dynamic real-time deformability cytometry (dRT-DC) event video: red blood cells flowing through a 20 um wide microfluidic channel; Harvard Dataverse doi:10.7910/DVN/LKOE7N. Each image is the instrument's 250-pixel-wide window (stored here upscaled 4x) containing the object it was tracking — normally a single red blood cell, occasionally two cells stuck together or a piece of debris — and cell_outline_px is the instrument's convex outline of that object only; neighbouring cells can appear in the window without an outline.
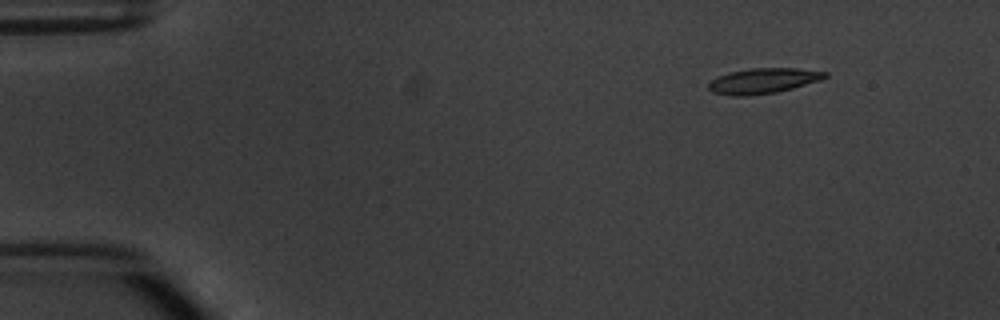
{"species": "common noctule bat (a hibernating species)", "species_latin": "Nyctalus noctula", "temperature_condition": "warm", "stored_images_in_passage": 6, "camera_frame_rate_fps": 3000, "um_per_image_px": 0.085, "animal": {"sex": "male", "body_mass_g": 20.1, "forearm_length_mm": 53.5}, "frame": {"image": 1, "passage_image": 1, "time_ms": 0.0, "image_size_px": [1000, 320], "cell_outline_px": [[828, 76], [820, 80], [792, 88], [776, 92], [748, 96], [728, 96], [712, 92], [708, 88], [708, 84], [712, 80], [720, 76], [732, 72], [752, 68], [796, 68], [828, 72]], "centroid_in_image_um": [64.87, 6.88], "position_along_channel_um": 20.1, "area_um2": 17.05}}
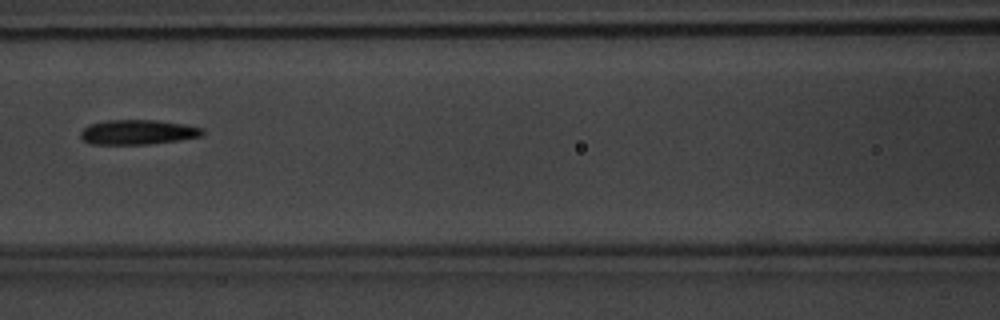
{"frame": {"image": 2, "passage_image": 6, "time_ms": 6.0, "image_size_px": [1000, 320], "cell_outline_px": [[204, 132], [200, 136], [176, 140], [148, 144], [92, 144], [84, 140], [80, 136], [80, 132], [88, 124], [108, 120], [156, 120], [184, 124], [204, 128]], "centroid_in_image_um": [11.69, 11.22], "position_along_channel_um": 154.9, "area_um2": 17.46}}